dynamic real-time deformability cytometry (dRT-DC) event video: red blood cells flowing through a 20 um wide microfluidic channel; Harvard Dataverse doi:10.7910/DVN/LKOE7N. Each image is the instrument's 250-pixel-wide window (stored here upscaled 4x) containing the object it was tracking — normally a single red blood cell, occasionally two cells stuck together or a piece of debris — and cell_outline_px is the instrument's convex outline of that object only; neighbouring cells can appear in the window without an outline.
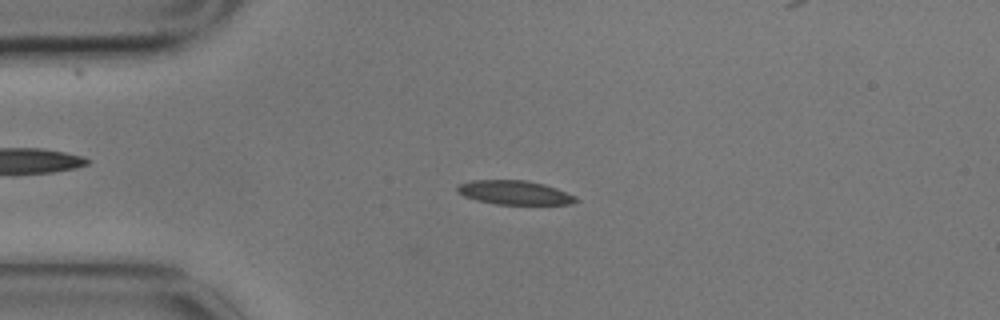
{"species": "common noctule bat (a hibernating species)", "species_latin": "Nyctalus noctula", "temperature_condition": "cold", "stored_images_in_passage": 5, "camera_frame_rate_fps": 3000, "um_per_image_px": 0.085, "animal": {"sex": "male", "body_mass_g": 17.9}, "frame": {"image": 1, "passage_image": 3, "time_ms": 0.667, "image_size_px": [1000, 320], "cell_outline_px": [[580, 200], [572, 204], [496, 204], [476, 200], [464, 196], [456, 192], [456, 184], [472, 180], [524, 180], [544, 184], [556, 188], [576, 196]], "centroid_in_image_um": [43.71, 16.36], "position_along_channel_um": 41.3, "area_um2": 16.7}}